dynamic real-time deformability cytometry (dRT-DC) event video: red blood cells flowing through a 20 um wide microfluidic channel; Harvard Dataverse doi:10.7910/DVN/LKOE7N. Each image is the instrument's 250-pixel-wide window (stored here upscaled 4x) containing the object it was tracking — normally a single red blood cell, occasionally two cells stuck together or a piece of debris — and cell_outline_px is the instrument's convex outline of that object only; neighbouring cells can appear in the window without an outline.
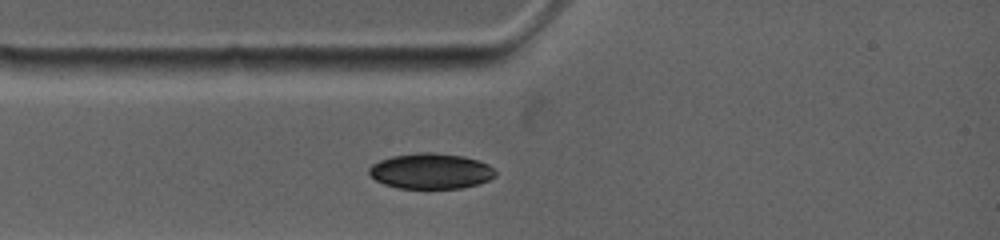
{"species": "common noctule bat (a hibernating species)", "species_latin": "Nyctalus noctula", "temperature_condition": "warm", "stored_images_in_passage": 15, "camera_frame_rate_fps": 4500, "um_per_image_px": 0.085, "animal": {"sex": "female", "body_mass_g": 19.0, "forearm_length_mm": 53.3}, "frame": {"image": 1, "passage_image": 1, "time_ms": 0.0, "image_size_px": [1000, 240], "cell_outline_px": [[496, 176], [488, 180], [476, 184], [460, 188], [400, 188], [384, 184], [376, 180], [368, 172], [368, 168], [372, 164], [380, 160], [392, 156], [420, 152], [432, 152], [464, 156], [488, 164], [496, 172]], "centroid_in_image_um": [36.6, 14.53], "position_along_channel_um": 48.4, "area_um2": 26.01}}
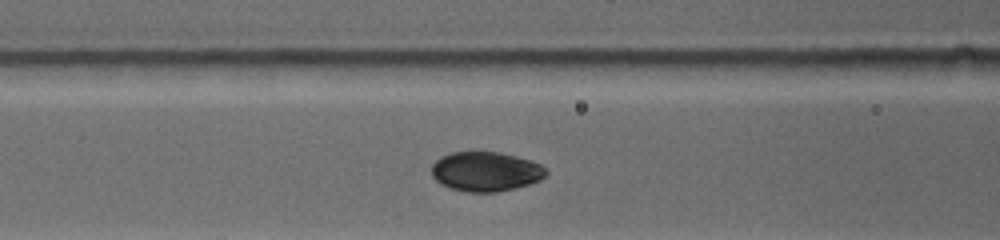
{"frame": {"image": 2, "passage_image": 5, "time_ms": 2.0, "image_size_px": [1000, 240], "cell_outline_px": [[548, 172], [540, 180], [528, 184], [496, 192], [464, 192], [440, 184], [432, 176], [432, 164], [440, 156], [452, 152], [500, 152], [516, 156], [540, 164]], "centroid_in_image_um": [41.25, 14.57], "position_along_channel_um": 125.4, "area_um2": 26.24}}
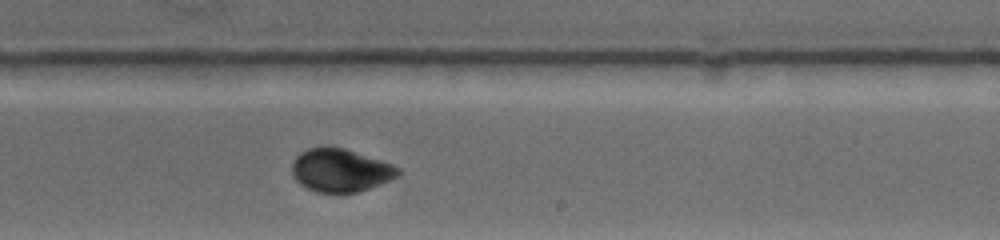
{"frame": {"image": 3, "passage_image": 15, "time_ms": 5.556, "image_size_px": [1000, 240], "cell_outline_px": [[404, 172], [388, 180], [368, 188], [356, 192], [316, 192], [300, 184], [292, 176], [292, 164], [296, 156], [300, 152], [308, 148], [324, 144], [328, 144], [344, 148], [392, 164], [400, 168]], "centroid_in_image_um": [28.9, 14.43], "position_along_channel_um": 260.1, "area_um2": 26.76}}